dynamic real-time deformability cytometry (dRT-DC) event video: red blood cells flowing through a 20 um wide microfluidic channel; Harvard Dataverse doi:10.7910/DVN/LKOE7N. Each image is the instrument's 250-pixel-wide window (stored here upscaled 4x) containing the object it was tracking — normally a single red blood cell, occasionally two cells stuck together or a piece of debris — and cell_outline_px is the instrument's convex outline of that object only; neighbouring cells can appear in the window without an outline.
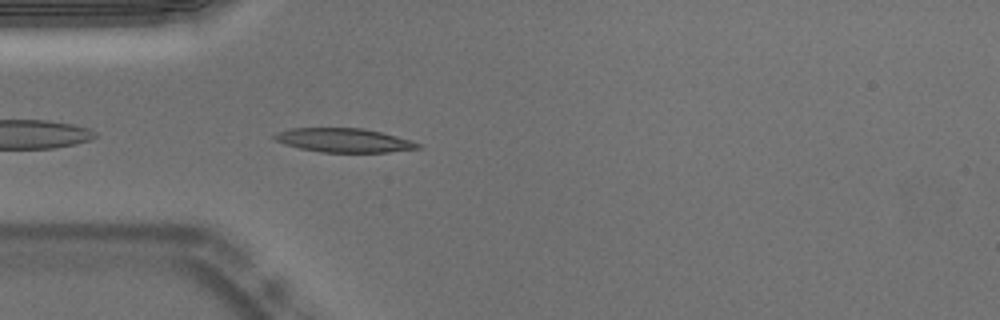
{"species": "Egyptian fruit bat (a non-hibernating species)", "species_latin": "Rousettus aegyptiacus", "temperature_condition": "warm", "stored_images_in_passage": 40, "camera_frame_rate_fps": 3000, "um_per_image_px": 0.085, "animal": {"sex": "male"}, "frame": {"image": 1, "passage_image": 2, "time_ms": 0.333, "image_size_px": [1000, 320], "cell_outline_px": [[424, 148], [388, 152], [320, 152], [300, 148], [276, 140], [272, 136], [276, 132], [288, 128], [364, 128], [412, 140], [420, 144]], "centroid_in_image_um": [29.26, 11.92], "position_along_channel_um": 55.7, "area_um2": 20.0}}
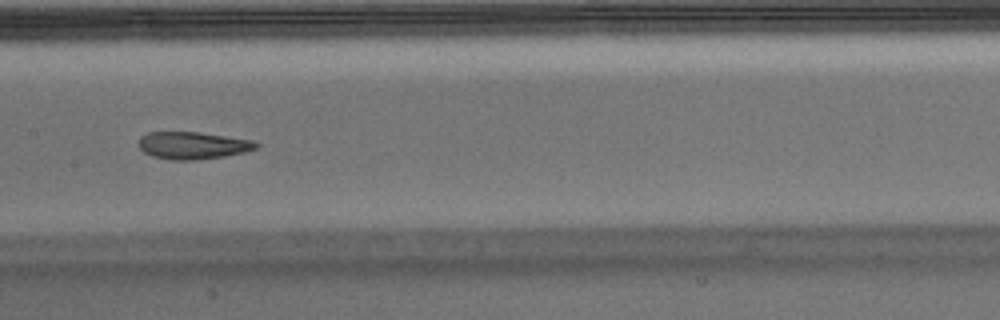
{"frame": {"image": 2, "passage_image": 13, "time_ms": 4.0, "image_size_px": [1000, 320], "cell_outline_px": [[260, 144], [256, 148], [244, 152], [224, 156], [200, 160], [172, 160], [152, 156], [144, 152], [136, 144], [140, 136], [148, 132], [200, 132], [252, 140]], "centroid_in_image_um": [16.35, 12.36], "position_along_channel_um": 191.1, "area_um2": 18.84}}
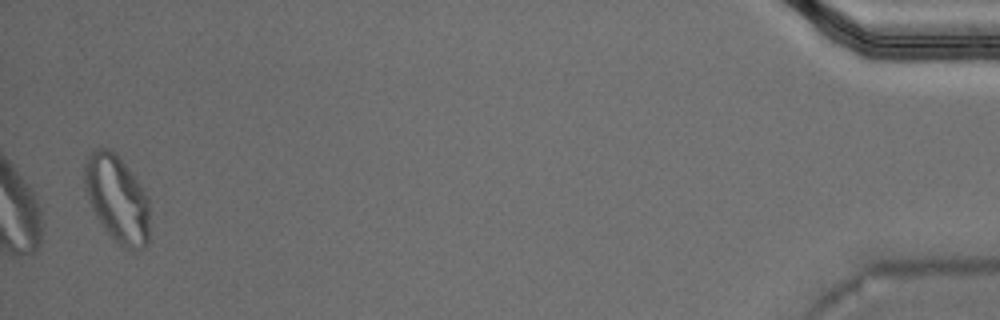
{"frame": {"image": 3, "passage_image": 39, "time_ms": 12.667, "image_size_px": [1000, 320], "cell_outline_px": [[148, 244], [144, 248], [128, 248], [116, 244], [104, 228], [96, 216], [88, 200], [84, 188], [84, 160], [96, 148], [108, 148], [124, 164], [140, 184], [148, 196]], "centroid_in_image_um": [9.93, 16.9], "position_along_channel_um": 425.3, "area_um2": 32.71}, "authors_computed_cell_mechanics": {"area_um2": 20.0277, "velocity_mm_per_s": 3.7409, "shape_relaxation_time_tau1_ms": 7.4856, "shape_relaxation_time_tau2_ms": 1.653, "deformation_change_tau1": 0.2528, "deformation_change_tau2": 0.0658}}